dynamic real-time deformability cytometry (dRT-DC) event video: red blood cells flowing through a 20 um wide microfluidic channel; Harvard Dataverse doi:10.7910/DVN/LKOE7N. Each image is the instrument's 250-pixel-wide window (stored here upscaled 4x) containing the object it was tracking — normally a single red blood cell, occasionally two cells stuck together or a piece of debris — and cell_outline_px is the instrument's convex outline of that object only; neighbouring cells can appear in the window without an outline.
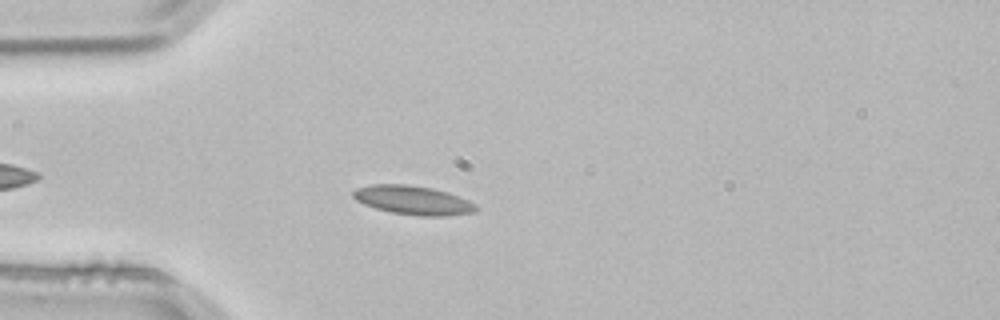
{"species": "common noctule bat (a hibernating species)", "species_latin": "Nyctalus noctula", "temperature_condition": "room temperature", "stored_images_in_passage": 3, "camera_frame_rate_fps": 3000, "um_per_image_px": 0.085, "animal": {"sex": "male", "body_mass_g": 21.5, "forearm_length_mm": 52.0}, "frame": {"image": 1, "passage_image": 3, "time_ms": 0.667, "image_size_px": [1000, 320], "cell_outline_px": [[480, 208], [476, 212], [448, 216], [420, 216], [392, 212], [376, 208], [364, 204], [356, 200], [352, 196], [352, 192], [356, 188], [372, 184], [408, 184], [432, 188], [448, 192], [468, 200], [476, 204]], "centroid_in_image_um": [35.14, 17.01], "position_along_channel_um": 49.9, "area_um2": 20.87}}